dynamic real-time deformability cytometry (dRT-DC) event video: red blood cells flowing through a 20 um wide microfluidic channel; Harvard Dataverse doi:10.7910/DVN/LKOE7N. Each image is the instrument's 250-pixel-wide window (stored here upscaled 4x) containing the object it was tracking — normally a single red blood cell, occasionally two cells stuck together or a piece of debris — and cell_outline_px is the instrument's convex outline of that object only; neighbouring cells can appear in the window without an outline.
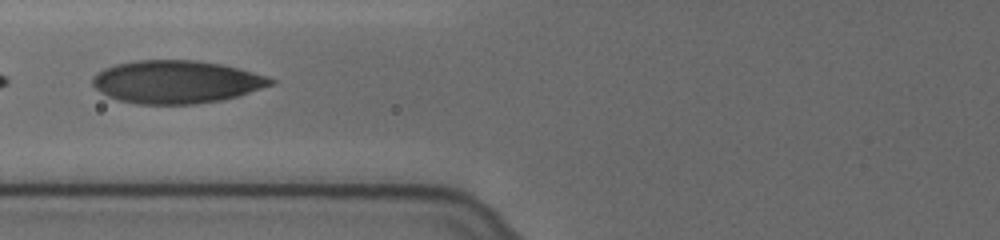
{"species": "human", "species_latin": "Homo sapiens", "temperature_condition": "cold", "stored_images_in_passage": 6, "camera_frame_rate_fps": 3000, "um_per_image_px": 0.085, "donor": {"sex": "female"}, "frame": {"image": 1, "passage_image": 5, "time_ms": 1.333, "image_size_px": [1000, 240], "cell_outline_px": [[276, 80], [272, 84], [224, 100], [196, 104], [136, 104], [120, 100], [108, 96], [100, 92], [92, 84], [92, 76], [96, 72], [104, 68], [116, 64], [132, 60], [200, 60], [220, 64], [268, 76]], "centroid_in_image_um": [14.94, 6.95], "position_along_channel_um": 110.9, "area_um2": 44.51}}